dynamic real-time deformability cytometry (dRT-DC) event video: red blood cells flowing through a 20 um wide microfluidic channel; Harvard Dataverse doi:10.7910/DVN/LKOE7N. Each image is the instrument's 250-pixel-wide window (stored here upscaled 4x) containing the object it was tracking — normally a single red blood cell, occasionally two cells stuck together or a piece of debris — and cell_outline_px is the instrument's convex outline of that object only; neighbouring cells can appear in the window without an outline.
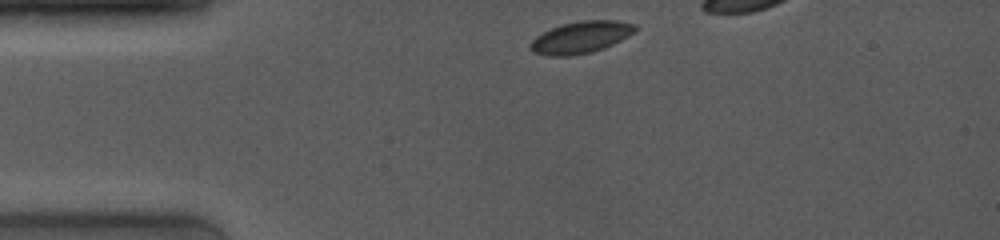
{"species": "common noctule bat (a hibernating species)", "species_latin": "Nyctalus noctula", "temperature_condition": "room temperature", "stored_images_in_passage": 6, "camera_frame_rate_fps": 4000, "um_per_image_px": 0.085, "animal": {"sex": "female", "body_mass_g": 19.0, "forearm_length_mm": 53.3}, "frame": {"image": 1, "passage_image": 1, "time_ms": 0.0, "image_size_px": [1000, 240], "cell_outline_px": [[640, 28], [636, 32], [604, 48], [592, 52], [568, 56], [548, 56], [532, 52], [528, 48], [528, 44], [536, 36], [552, 28], [564, 24], [580, 20], [616, 20], [636, 24]], "centroid_in_image_um": [49.38, 3.17], "position_along_channel_um": 35.6, "area_um2": 19.65}}
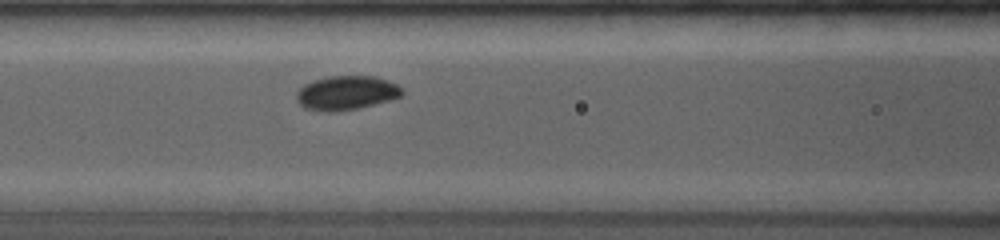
{"frame": {"image": 2, "passage_image": 5, "time_ms": 3.5, "image_size_px": [1000, 240], "cell_outline_px": [[404, 92], [400, 96], [392, 100], [356, 108], [332, 112], [324, 112], [304, 108], [296, 100], [296, 92], [304, 84], [312, 80], [328, 76], [376, 76], [388, 80], [396, 84]], "centroid_in_image_um": [29.41, 7.89], "position_along_channel_um": 137.2, "area_um2": 21.1}}